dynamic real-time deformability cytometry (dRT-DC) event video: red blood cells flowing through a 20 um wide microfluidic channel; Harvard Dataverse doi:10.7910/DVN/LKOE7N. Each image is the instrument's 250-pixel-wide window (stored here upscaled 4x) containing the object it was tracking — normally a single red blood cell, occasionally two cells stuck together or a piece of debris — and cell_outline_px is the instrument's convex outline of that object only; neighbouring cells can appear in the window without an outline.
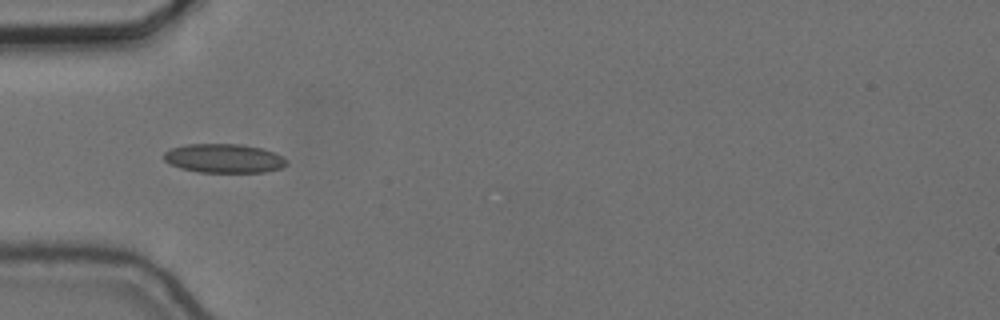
{"species": "common noctule bat (a hibernating species)", "species_latin": "Nyctalus noctula", "temperature_condition": "cold", "stored_images_in_passage": 7, "camera_frame_rate_fps": 3000, "um_per_image_px": 0.085, "animal": {"sex": "female", "body_mass_g": 24.6, "forearm_length_mm": 56.2}, "frame": {"image": 1, "passage_image": 1, "time_ms": 0.0, "image_size_px": [1000, 320], "cell_outline_px": [[288, 164], [280, 168], [264, 172], [200, 172], [180, 168], [168, 164], [164, 160], [164, 152], [172, 148], [184, 144], [244, 144], [264, 148], [276, 152], [284, 156], [288, 160]], "centroid_in_image_um": [19.07, 13.45], "position_along_channel_um": 65.9, "area_um2": 21.1}}
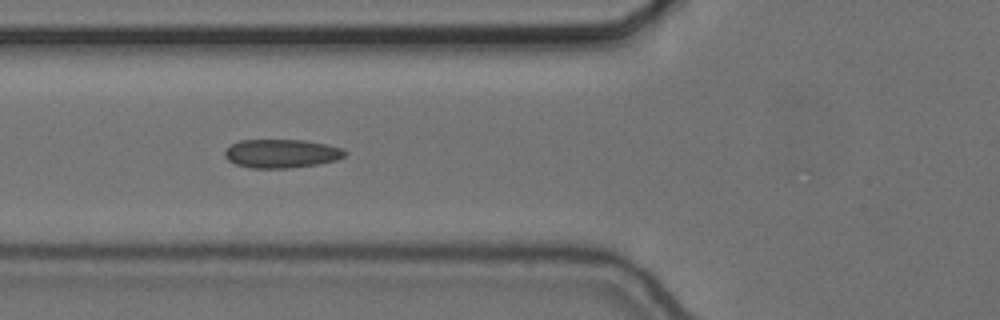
{"frame": {"image": 2, "passage_image": 4, "time_ms": 1.0, "image_size_px": [1000, 320], "cell_outline_px": [[348, 152], [344, 156], [336, 160], [316, 164], [288, 168], [248, 168], [236, 164], [228, 160], [224, 156], [224, 152], [232, 144], [240, 140], [304, 140], [344, 148]], "centroid_in_image_um": [23.92, 13.05], "position_along_channel_um": 101.9, "area_um2": 20.0}}